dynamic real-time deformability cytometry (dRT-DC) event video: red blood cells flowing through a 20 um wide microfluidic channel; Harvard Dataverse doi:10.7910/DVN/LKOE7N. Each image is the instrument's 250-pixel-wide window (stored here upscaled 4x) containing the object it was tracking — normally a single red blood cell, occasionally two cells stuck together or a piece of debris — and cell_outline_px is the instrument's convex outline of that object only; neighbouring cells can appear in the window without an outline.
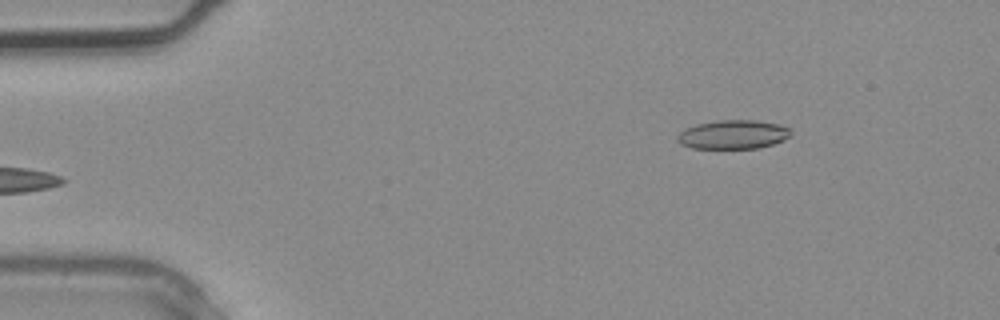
{"species": "common noctule bat (a hibernating species)", "species_latin": "Nyctalus noctula", "temperature_condition": "warm", "stored_images_in_passage": 3, "camera_frame_rate_fps": 3000, "um_per_image_px": 0.085, "animal": {"sex": "male", "body_mass_g": 20.4}, "frame": {"image": 1, "passage_image": 3, "time_ms": 0.667, "image_size_px": [1000, 320], "cell_outline_px": [[792, 132], [784, 140], [760, 148], [692, 148], [680, 144], [676, 140], [676, 136], [684, 128], [696, 124], [716, 120], [756, 120], [780, 124], [792, 128]], "centroid_in_image_um": [62.31, 11.42], "position_along_channel_um": 22.7, "area_um2": 19.36}}